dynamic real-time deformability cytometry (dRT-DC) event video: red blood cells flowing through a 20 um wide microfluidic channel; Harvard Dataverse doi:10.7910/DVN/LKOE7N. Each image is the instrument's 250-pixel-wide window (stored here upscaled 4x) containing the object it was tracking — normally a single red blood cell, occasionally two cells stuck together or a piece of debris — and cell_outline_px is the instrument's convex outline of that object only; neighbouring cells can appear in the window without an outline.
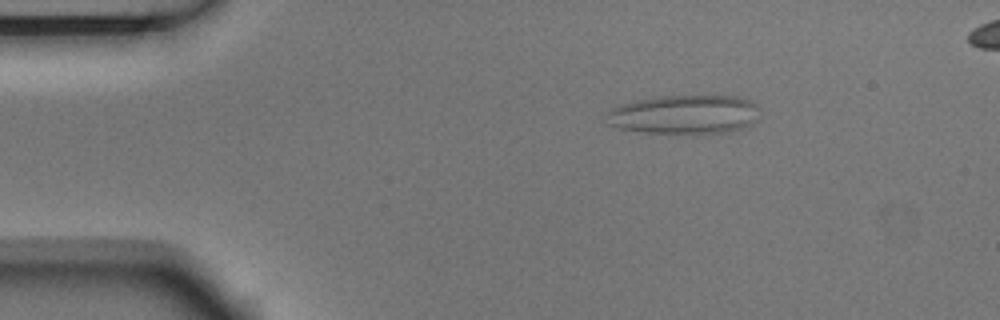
{"species": "Egyptian fruit bat (a non-hibernating species)", "species_latin": "Rousettus aegyptiacus", "temperature_condition": "room temperature", "stored_images_in_passage": 5, "segment_of_instrument_passage": [1, 2], "camera_frame_rate_fps": 3000, "um_per_image_px": 0.085, "animal": {"sex": "male"}, "frame": {"image": 1, "passage_image": 2, "time_ms": 0.333, "image_size_px": [1000, 320], "cell_outline_px": [[760, 116], [752, 124], [728, 132], [644, 132], [620, 128], [604, 124], [608, 112], [612, 108], [620, 104], [656, 96], [736, 96], [748, 100], [756, 104], [760, 108]], "centroid_in_image_um": [58.18, 9.71], "position_along_channel_um": 26.8, "area_um2": 34.68}}